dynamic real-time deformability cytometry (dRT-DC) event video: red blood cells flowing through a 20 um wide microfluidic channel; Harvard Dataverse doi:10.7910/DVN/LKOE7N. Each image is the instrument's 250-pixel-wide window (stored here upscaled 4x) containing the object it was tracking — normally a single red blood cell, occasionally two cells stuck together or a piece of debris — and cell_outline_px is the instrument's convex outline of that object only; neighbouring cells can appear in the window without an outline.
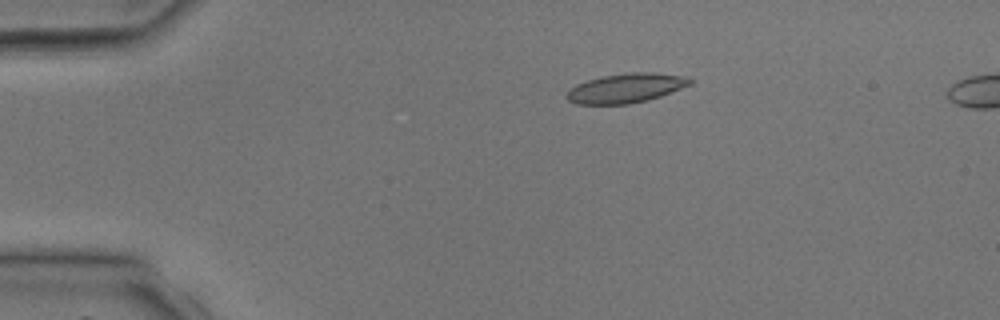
{"species": "common noctule bat (a hibernating species)", "species_latin": "Nyctalus noctula", "temperature_condition": "room temperature", "stored_images_in_passage": 4, "camera_frame_rate_fps": 3000, "um_per_image_px": 0.085, "animal": {"sex": "male", "body_mass_g": 17.9, "forearm_length_mm": 54.2}, "frame": {"image": 1, "passage_image": 2, "time_ms": 1.333, "image_size_px": [1000, 320], "cell_outline_px": [[692, 84], [660, 96], [648, 100], [628, 104], [576, 104], [568, 100], [564, 96], [576, 84], [588, 80], [604, 76], [632, 72], [652, 72], [688, 76], [692, 80]], "centroid_in_image_um": [53.23, 7.49], "position_along_channel_um": 31.8, "area_um2": 21.04}}